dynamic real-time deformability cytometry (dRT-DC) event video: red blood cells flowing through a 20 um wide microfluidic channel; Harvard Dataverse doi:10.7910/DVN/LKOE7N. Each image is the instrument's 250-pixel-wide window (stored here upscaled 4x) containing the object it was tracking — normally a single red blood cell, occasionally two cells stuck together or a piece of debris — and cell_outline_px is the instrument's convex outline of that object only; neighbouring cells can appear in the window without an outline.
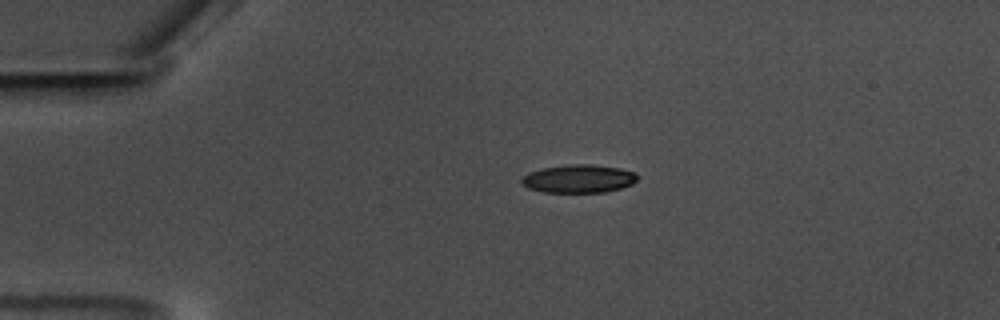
{"species": "common noctule bat (a hibernating species)", "species_latin": "Nyctalus noctula", "temperature_condition": "warm", "stored_images_in_passage": 48, "camera_frame_rate_fps": 3000, "um_per_image_px": 0.085, "animal": {"sex": "male", "body_mass_g": 17.5, "forearm_length_mm": 52.3}, "frame": {"image": 1, "passage_image": 3, "time_ms": 0.667, "image_size_px": [1000, 320], "cell_outline_px": [[636, 180], [632, 184], [620, 188], [604, 192], [544, 192], [528, 188], [520, 180], [528, 172], [544, 168], [564, 164], [592, 164], [620, 168], [632, 172], [636, 176]], "centroid_in_image_um": [49.16, 15.18], "position_along_channel_um": 35.8, "area_um2": 18.84}}
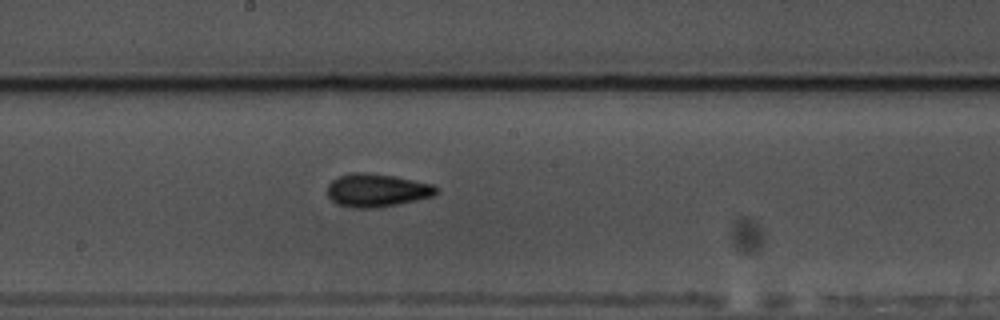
{"frame": {"image": 2, "passage_image": 22, "time_ms": 7.0, "image_size_px": [1000, 320], "cell_outline_px": [[440, 188], [432, 196], [416, 200], [376, 208], [352, 208], [336, 204], [328, 196], [328, 184], [332, 180], [348, 172], [368, 172], [392, 176], [432, 184]], "centroid_in_image_um": [31.99, 16.17], "position_along_channel_um": 216.2, "area_um2": 20.98}}
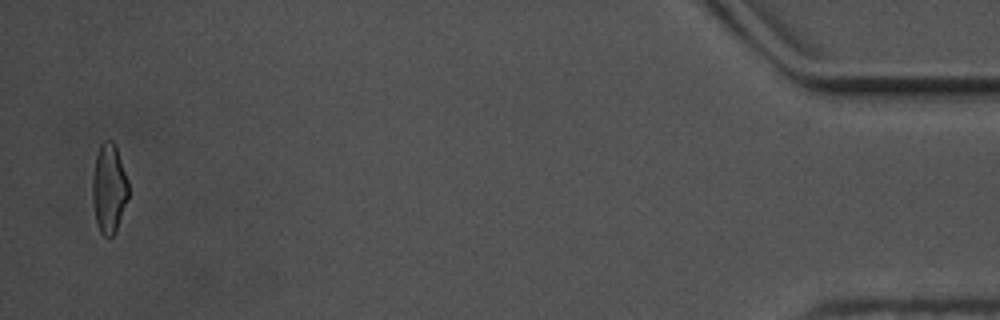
{"frame": {"image": 3, "passage_image": 47, "time_ms": 15.333, "image_size_px": [1000, 320], "cell_outline_px": [[128, 196], [116, 232], [112, 236], [104, 236], [100, 232], [96, 220], [92, 200], [92, 180], [96, 156], [100, 144], [104, 140], [112, 140], [116, 144], [128, 180]], "centroid_in_image_um": [9.26, 15.98], "position_along_channel_um": 425.9, "area_um2": 18.79}, "authors_computed_cell_mechanics": {"area_um2": 19.5075, "velocity_mm_per_s": 3.5285, "shape_relaxation_time_tau1_ms": 4.7599, "shape_relaxation_time_tau2_ms": 2.3362, "deformation_change_tau1": 0.1451, "deformation_change_tau2": 0.0924}}